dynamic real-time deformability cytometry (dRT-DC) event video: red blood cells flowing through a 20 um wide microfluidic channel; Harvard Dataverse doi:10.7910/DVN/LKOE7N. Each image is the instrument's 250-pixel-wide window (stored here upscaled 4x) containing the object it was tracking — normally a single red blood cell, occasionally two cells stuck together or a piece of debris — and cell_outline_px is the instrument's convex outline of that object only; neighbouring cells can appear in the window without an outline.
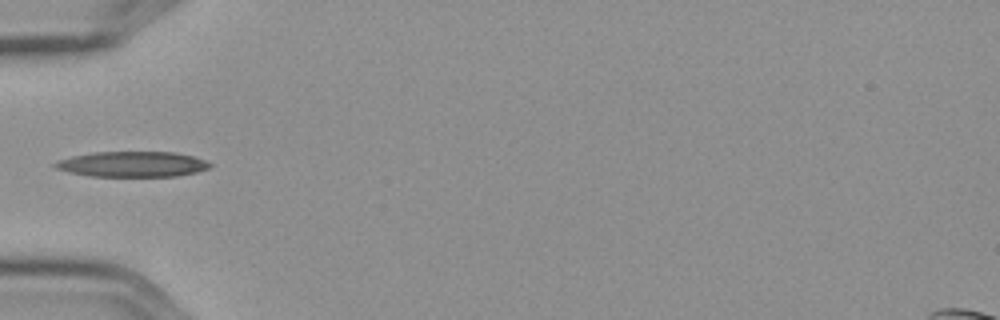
{"species": "Egyptian fruit bat (a non-hibernating species)", "species_latin": "Rousettus aegyptiacus", "temperature_condition": "cold", "stored_images_in_passage": 5, "camera_frame_rate_fps": 3000, "um_per_image_px": 0.085, "frame": {"image": 1, "passage_image": 5, "time_ms": 1.333, "image_size_px": [1000, 320], "cell_outline_px": [[212, 164], [208, 168], [196, 172], [176, 176], [88, 176], [68, 172], [56, 168], [52, 164], [60, 160], [72, 156], [96, 152], [176, 152], [192, 156], [204, 160]], "centroid_in_image_um": [11.24, 13.95], "position_along_channel_um": 73.8, "area_um2": 22.77}}